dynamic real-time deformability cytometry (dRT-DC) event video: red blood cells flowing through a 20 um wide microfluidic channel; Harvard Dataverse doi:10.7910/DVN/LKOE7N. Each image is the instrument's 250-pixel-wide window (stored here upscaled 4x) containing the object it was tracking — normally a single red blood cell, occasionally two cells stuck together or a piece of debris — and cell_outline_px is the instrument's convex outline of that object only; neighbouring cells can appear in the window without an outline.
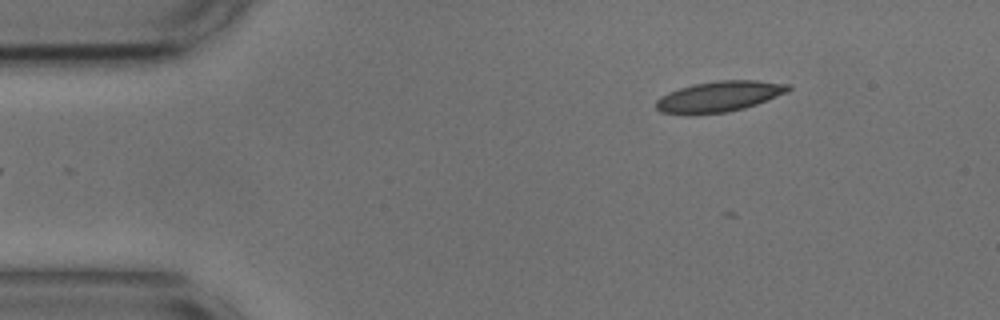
{"species": "common noctule bat (a hibernating species)", "species_latin": "Nyctalus noctula", "temperature_condition": "cold", "stored_images_in_passage": 48, "camera_frame_rate_fps": 3000, "um_per_image_px": 0.085, "animal": {"sex": "male", "body_mass_g": 17.9, "forearm_length_mm": 54.2}, "frame": {"image": 1, "passage_image": 1, "time_ms": 0.0, "image_size_px": [1000, 320], "cell_outline_px": [[792, 88], [788, 92], [756, 104], [744, 108], [724, 112], [688, 116], [660, 112], [656, 108], [656, 100], [660, 96], [668, 92], [680, 88], [696, 84], [716, 80], [756, 80], [792, 84]], "centroid_in_image_um": [61.11, 8.21], "position_along_channel_um": 23.9, "area_um2": 23.93}}
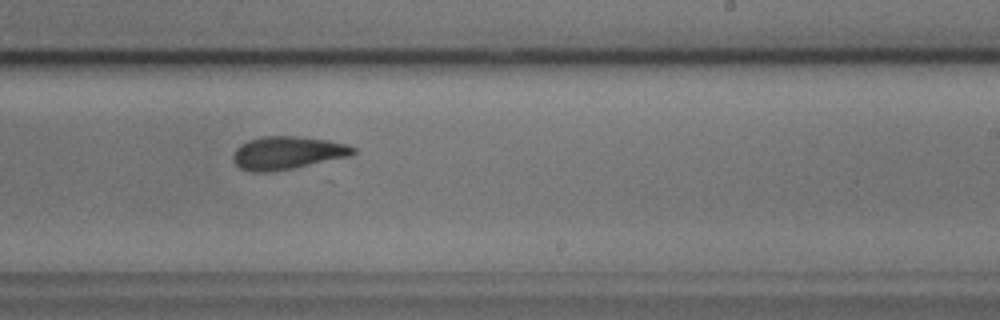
{"frame": {"image": 2, "passage_image": 26, "time_ms": 8.333, "image_size_px": [1000, 320], "cell_outline_px": [[356, 152], [352, 156], [272, 172], [252, 172], [240, 168], [232, 160], [232, 156], [236, 148], [240, 144], [248, 140], [264, 136], [296, 136], [328, 140], [348, 144], [356, 148]], "centroid_in_image_um": [24.43, 12.99], "position_along_channel_um": 264.6, "area_um2": 23.24}}
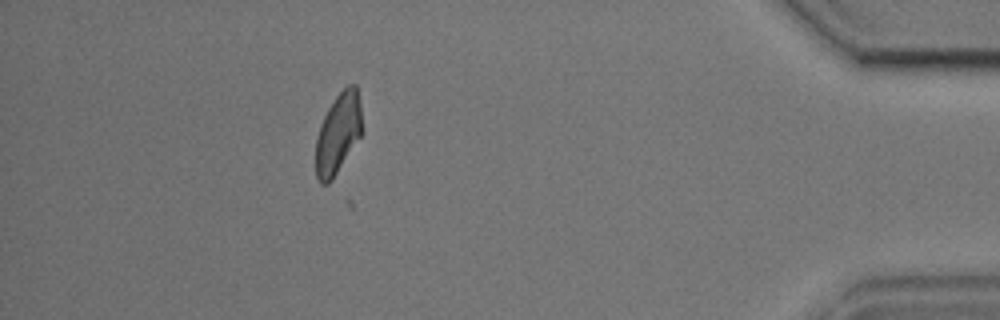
{"frame": {"image": 3, "passage_image": 42, "time_ms": 13.667, "image_size_px": [1000, 320], "cell_outline_px": [[364, 132], [332, 180], [328, 184], [320, 184], [316, 176], [316, 136], [320, 124], [328, 108], [336, 96], [348, 84], [356, 84], [360, 104]], "centroid_in_image_um": [28.76, 11.35], "position_along_channel_um": 406.4, "area_um2": 22.02}, "authors_computed_cell_mechanics": {"area_um2": 23.0911, "velocity_mm_per_s": 3.6458, "shape_relaxation_time_tau1_ms": 5.7834, "shape_relaxation_time_tau2_ms": 2.7087, "deformation_change_tau1": 0.1422, "deformation_change_tau2": 0.1052}}